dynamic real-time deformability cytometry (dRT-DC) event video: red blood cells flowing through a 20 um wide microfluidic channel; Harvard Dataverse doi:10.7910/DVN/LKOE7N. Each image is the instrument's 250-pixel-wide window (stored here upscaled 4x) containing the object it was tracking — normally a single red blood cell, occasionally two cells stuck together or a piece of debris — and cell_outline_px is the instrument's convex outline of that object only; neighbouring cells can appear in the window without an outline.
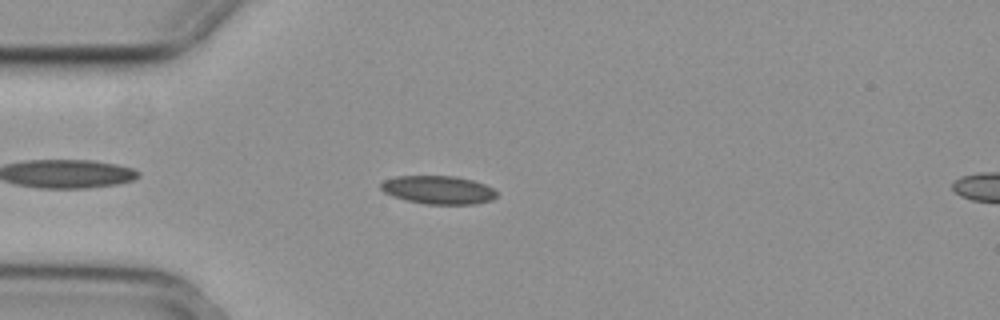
{"species": "common noctule bat (a hibernating species)", "species_latin": "Nyctalus noctula", "temperature_condition": "cold", "stored_images_in_passage": 46, "camera_frame_rate_fps": 3000, "um_per_image_px": 0.085, "animal": {"sex": "female", "body_mass_g": 29.2, "forearm_length_mm": 56.3}, "frame": {"image": 1, "passage_image": 5, "time_ms": 1.333, "image_size_px": [1000, 320], "cell_outline_px": [[496, 196], [492, 200], [472, 204], [424, 204], [392, 196], [384, 192], [380, 188], [380, 184], [384, 180], [396, 176], [456, 176], [472, 180], [484, 184], [492, 188], [496, 192]], "centroid_in_image_um": [37.23, 16.14], "position_along_channel_um": 47.8, "area_um2": 19.02}}
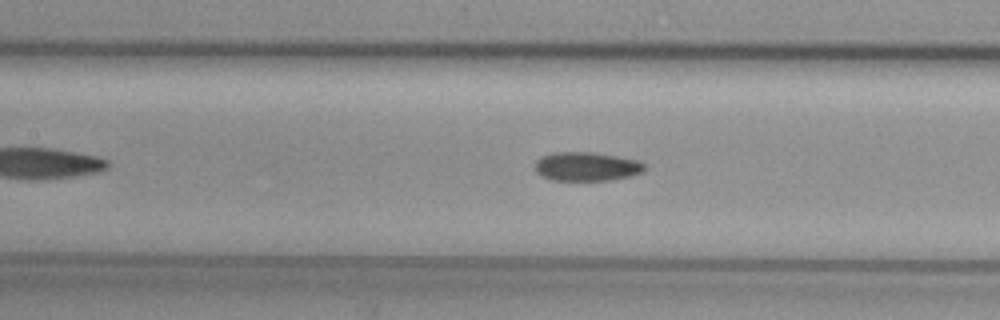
{"frame": {"image": 2, "passage_image": 15, "time_ms": 4.667, "image_size_px": [1000, 320], "cell_outline_px": [[648, 168], [644, 172], [632, 176], [612, 180], [552, 180], [540, 176], [536, 172], [536, 160], [540, 156], [552, 152], [592, 152], [616, 156], [636, 160], [648, 164]], "centroid_in_image_um": [49.9, 14.15], "position_along_channel_um": 157.5, "area_um2": 18.79}}
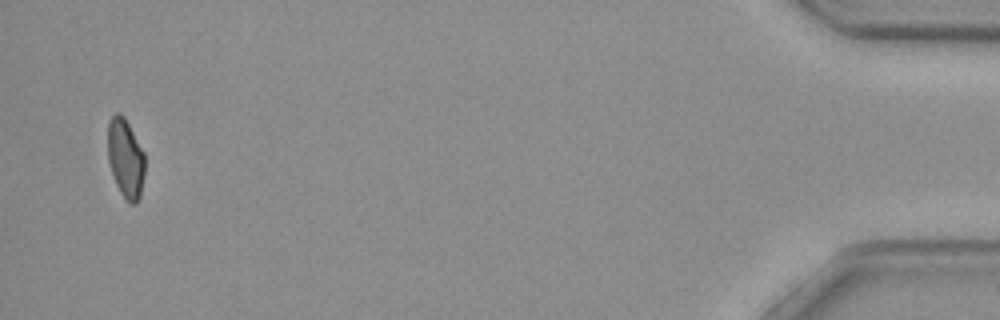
{"frame": {"image": 3, "passage_image": 44, "time_ms": 14.333, "image_size_px": [1000, 320], "cell_outline_px": [[144, 176], [140, 196], [136, 204], [132, 204], [120, 192], [116, 184], [108, 160], [108, 120], [116, 112], [120, 112], [124, 116], [144, 152]], "centroid_in_image_um": [10.67, 13.42], "position_along_channel_um": 424.5, "area_um2": 16.99}, "authors_computed_cell_mechanics": {"area_um2": 18.6405, "velocity_mm_per_s": 3.7107, "shape_relaxation_time_tau1_ms": null, "shape_relaxation_time_tau2_ms": 8.2277, "deformation_change_tau1": null, "deformation_change_tau2": 0.1353}}